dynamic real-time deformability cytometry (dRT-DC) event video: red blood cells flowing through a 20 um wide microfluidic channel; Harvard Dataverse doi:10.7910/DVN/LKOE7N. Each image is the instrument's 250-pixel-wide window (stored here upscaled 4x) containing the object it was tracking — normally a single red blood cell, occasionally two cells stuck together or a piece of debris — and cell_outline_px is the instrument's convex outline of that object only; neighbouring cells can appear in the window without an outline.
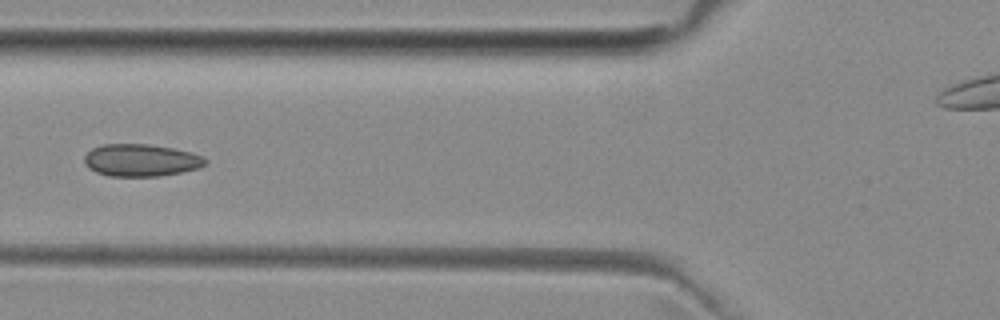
{"species": "common noctule bat (a hibernating species)", "species_latin": "Nyctalus noctula", "temperature_condition": "room temperature", "stored_images_in_passage": 8, "camera_frame_rate_fps": 3000, "um_per_image_px": 0.085, "animal": {"sex": "female", "body_mass_g": 29.2, "forearm_length_mm": 56.3}, "frame": {"image": 1, "passage_image": 6, "time_ms": 6.0, "image_size_px": [1000, 320], "cell_outline_px": [[208, 164], [200, 168], [160, 176], [108, 176], [96, 172], [88, 168], [84, 164], [84, 156], [92, 148], [104, 144], [148, 144], [172, 148], [192, 152], [208, 160]], "centroid_in_image_um": [11.98, 13.62], "position_along_channel_um": 113.8, "area_um2": 22.89}}
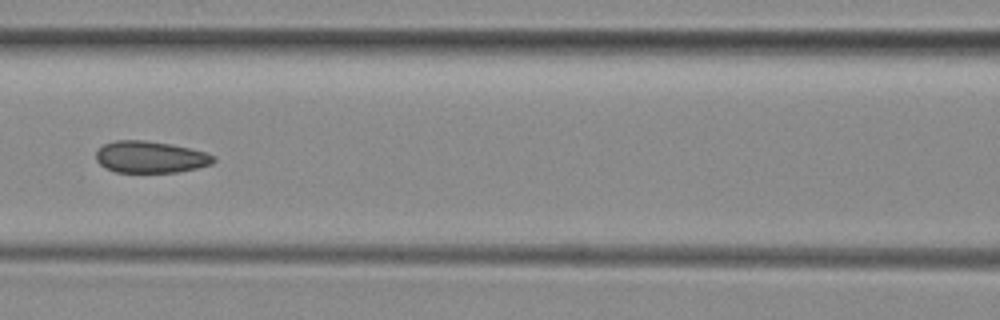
{"frame": {"image": 2, "passage_image": 7, "time_ms": 7.0, "image_size_px": [1000, 320], "cell_outline_px": [[216, 160], [212, 164], [196, 168], [176, 172], [116, 172], [104, 168], [96, 160], [96, 152], [104, 144], [116, 140], [144, 140], [168, 144], [188, 148], [204, 152], [216, 156]], "centroid_in_image_um": [12.77, 13.35], "position_along_channel_um": 153.8, "area_um2": 21.62}}
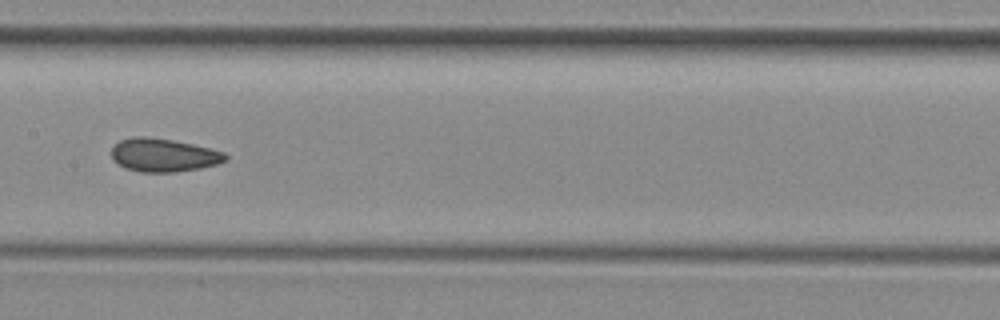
{"frame": {"image": 3, "passage_image": 8, "time_ms": 8.0, "image_size_px": [1000, 320], "cell_outline_px": [[228, 160], [216, 164], [200, 168], [176, 172], [140, 172], [124, 168], [116, 164], [112, 160], [112, 144], [120, 140], [132, 136], [148, 136], [172, 140], [192, 144], [224, 152], [228, 156]], "centroid_in_image_um": [13.85, 13.18], "position_along_channel_um": 193.6, "area_um2": 22.37}}